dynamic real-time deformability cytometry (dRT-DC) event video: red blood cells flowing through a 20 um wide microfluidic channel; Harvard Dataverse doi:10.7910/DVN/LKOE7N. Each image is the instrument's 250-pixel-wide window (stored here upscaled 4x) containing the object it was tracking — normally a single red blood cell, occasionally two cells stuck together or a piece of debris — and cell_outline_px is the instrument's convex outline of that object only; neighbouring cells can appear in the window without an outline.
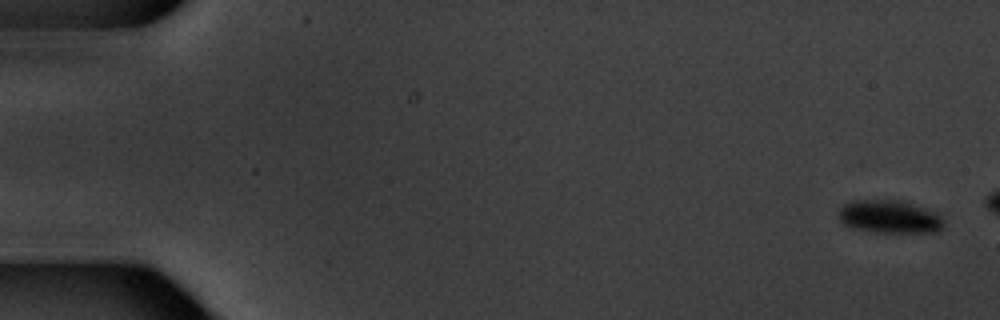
{"species": "common noctule bat (a hibernating species)", "species_latin": "Nyctalus noctula", "temperature_condition": "warm", "stored_images_in_passage": 4, "camera_frame_rate_fps": 3000, "um_per_image_px": 0.085, "animal": {"sex": "male", "body_mass_g": 20.1, "forearm_length_mm": 53.5}, "frame": {"image": 1, "passage_image": 1, "time_ms": 0.0, "image_size_px": [1000, 320], "cell_outline_px": [[944, 228], [936, 232], [876, 232], [852, 228], [844, 224], [840, 220], [840, 208], [844, 204], [852, 200], [900, 200], [936, 212], [944, 220]], "centroid_in_image_um": [75.63, 18.43], "position_along_channel_um": 9.4, "area_um2": 20.17}}